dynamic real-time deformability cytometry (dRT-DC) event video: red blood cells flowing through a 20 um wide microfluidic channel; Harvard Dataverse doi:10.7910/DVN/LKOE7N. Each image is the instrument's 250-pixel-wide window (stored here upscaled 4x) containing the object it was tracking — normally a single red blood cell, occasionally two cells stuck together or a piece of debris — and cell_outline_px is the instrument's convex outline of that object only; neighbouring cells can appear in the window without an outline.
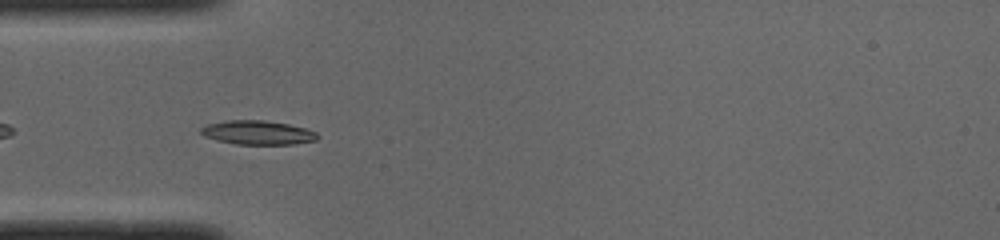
{"species": "common noctule bat (a hibernating species)", "species_latin": "Nyctalus noctula", "temperature_condition": "cold", "stored_images_in_passage": 38, "segment_of_instrument_passage": [1, 2], "camera_frame_rate_fps": 3000, "um_per_image_px": 0.085, "animal": {"sex": "male", "body_mass_g": 19.0, "forearm_length_mm": 50.8}, "frame": {"image": 1, "passage_image": 3, "time_ms": 0.667, "image_size_px": [1000, 240], "cell_outline_px": [[320, 136], [316, 140], [296, 144], [236, 144], [204, 136], [200, 132], [200, 128], [208, 124], [228, 120], [264, 120], [288, 124], [304, 128], [316, 132]], "centroid_in_image_um": [21.93, 11.27], "position_along_channel_um": 63.1, "area_um2": 16.18}}
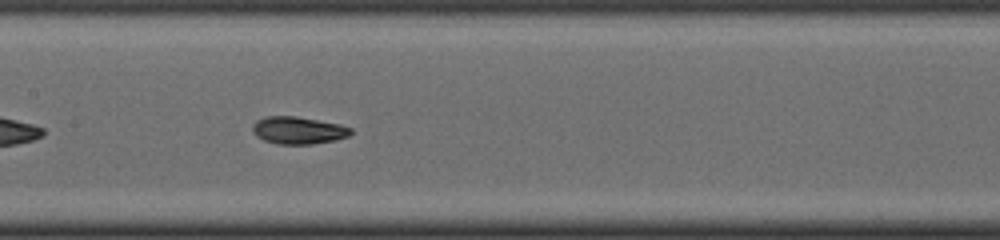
{"frame": {"image": 2, "passage_image": 12, "time_ms": 3.667, "image_size_px": [1000, 240], "cell_outline_px": [[352, 132], [348, 136], [336, 140], [312, 144], [276, 144], [264, 140], [256, 136], [252, 132], [252, 124], [256, 120], [264, 116], [296, 116], [340, 124], [352, 128]], "centroid_in_image_um": [25.32, 11.07], "position_along_channel_um": 182.1, "area_um2": 15.84}}
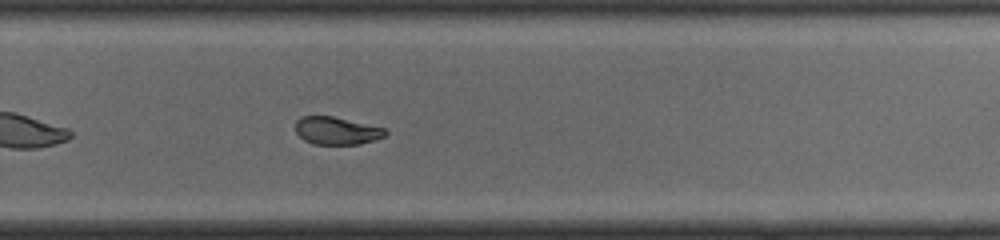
{"frame": {"image": 3, "passage_image": 21, "time_ms": 6.667, "image_size_px": [1000, 240], "cell_outline_px": [[388, 132], [384, 136], [360, 144], [316, 144], [304, 140], [296, 132], [296, 120], [300, 116], [332, 116], [384, 128]], "centroid_in_image_um": [28.58, 11.1], "position_along_channel_um": 301.2, "area_um2": 14.28}}